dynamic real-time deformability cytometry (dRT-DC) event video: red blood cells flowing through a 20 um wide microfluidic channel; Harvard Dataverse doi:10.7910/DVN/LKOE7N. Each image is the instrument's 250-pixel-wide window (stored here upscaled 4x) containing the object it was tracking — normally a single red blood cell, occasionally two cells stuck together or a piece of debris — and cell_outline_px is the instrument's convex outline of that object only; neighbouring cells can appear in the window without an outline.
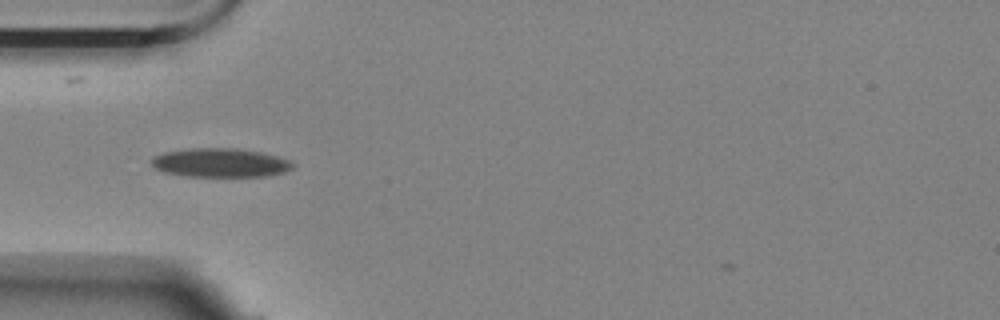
{"species": "Egyptian fruit bat (a non-hibernating species)", "species_latin": "Rousettus aegyptiacus", "temperature_condition": "room temperature", "stored_images_in_passage": 37, "camera_frame_rate_fps": 3000, "um_per_image_px": 0.085, "animal": {"sex": "female"}, "frame": {"image": 1, "passage_image": 1, "time_ms": 0.0, "image_size_px": [1000, 320], "cell_outline_px": [[296, 164], [292, 168], [284, 172], [264, 176], [184, 176], [164, 172], [156, 168], [152, 164], [152, 156], [164, 152], [192, 148], [236, 148], [260, 152], [292, 160]], "centroid_in_image_um": [18.74, 13.83], "position_along_channel_um": 66.3, "area_um2": 23.76}}
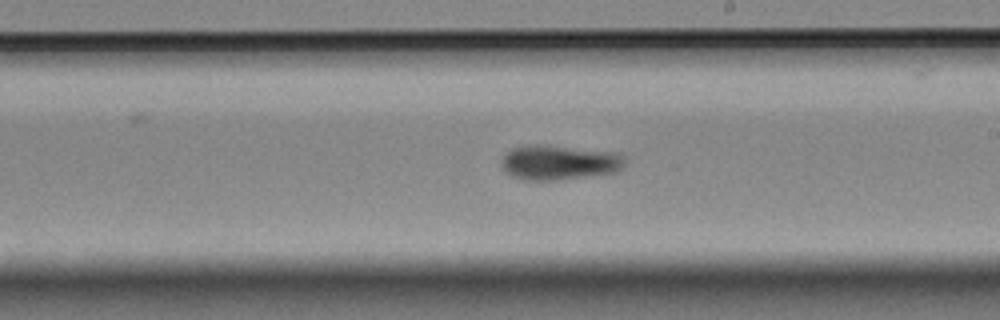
{"frame": {"image": 2, "passage_image": 16, "time_ms": 5.0, "image_size_px": [1000, 320], "cell_outline_px": [[624, 168], [616, 172], [556, 180], [524, 180], [512, 176], [504, 172], [500, 164], [500, 160], [512, 148], [528, 144], [536, 144], [616, 152], [624, 156]], "centroid_in_image_um": [47.49, 13.81], "position_along_channel_um": 241.5, "area_um2": 25.09}}
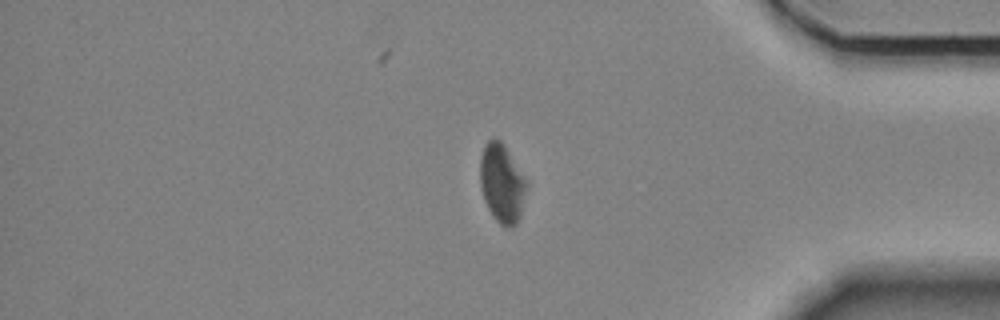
{"frame": {"image": 3, "passage_image": 31, "time_ms": 10.0, "image_size_px": [1000, 320], "cell_outline_px": [[524, 188], [520, 216], [516, 224], [512, 228], [508, 228], [500, 224], [492, 216], [484, 200], [480, 188], [480, 160], [484, 148], [488, 140], [500, 140], [504, 144], [524, 180]], "centroid_in_image_um": [42.6, 15.63], "position_along_channel_um": 392.6, "area_um2": 20.46}, "authors_computed_cell_mechanics": {"area_um2": 23.6402, "velocity_mm_per_s": 3.5029, "shape_relaxation_time_tau1_ms": 7.7237, "shape_relaxation_time_tau2_ms": null, "deformation_change_tau1": 0.1522, "deformation_change_tau2": null}}